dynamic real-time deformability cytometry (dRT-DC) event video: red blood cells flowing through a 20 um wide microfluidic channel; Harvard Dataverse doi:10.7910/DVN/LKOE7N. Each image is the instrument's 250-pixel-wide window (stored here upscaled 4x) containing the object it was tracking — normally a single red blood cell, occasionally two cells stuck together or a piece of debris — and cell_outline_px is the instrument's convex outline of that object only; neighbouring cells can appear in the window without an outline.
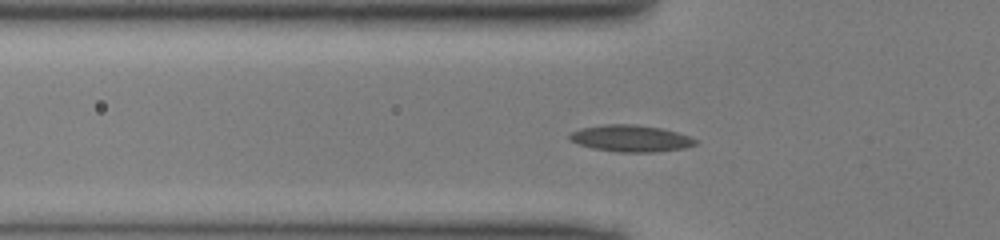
{"species": "common noctule bat (a hibernating species)", "species_latin": "Nyctalus noctula", "temperature_condition": "cold", "stored_images_in_passage": 47, "camera_frame_rate_fps": 3000, "um_per_image_px": 0.085, "animal": {"sex": "male", "body_mass_g": 13.0, "forearm_length_mm": 53.1}, "frame": {"image": 1, "passage_image": 13, "time_ms": 4.0, "image_size_px": [1000, 240], "cell_outline_px": [[700, 140], [696, 144], [684, 148], [656, 152], [616, 152], [592, 148], [580, 144], [572, 140], [568, 136], [572, 132], [580, 128], [604, 124], [636, 124], [664, 128]], "centroid_in_image_um": [53.65, 11.76], "position_along_channel_um": 72.2, "area_um2": 19.65}}
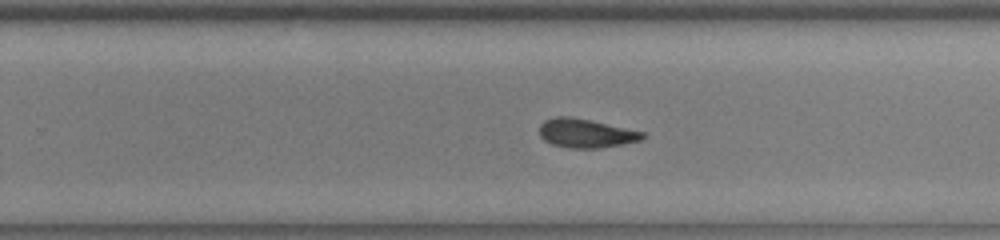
{"frame": {"image": 2, "passage_image": 28, "time_ms": 9.0, "image_size_px": [1000, 240], "cell_outline_px": [[648, 136], [640, 140], [624, 144], [596, 148], [568, 148], [552, 144], [544, 140], [540, 136], [540, 124], [544, 120], [556, 116], [568, 116], [588, 120], [644, 132]], "centroid_in_image_um": [49.79, 11.33], "position_along_channel_um": 280.0, "area_um2": 17.22}}
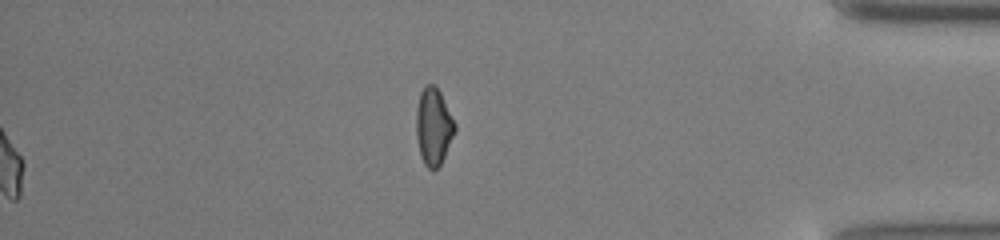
{"frame": {"image": 3, "passage_image": 47, "time_ms": 15.333, "image_size_px": [1000, 240], "cell_outline_px": [[456, 128], [444, 156], [440, 164], [432, 172], [424, 164], [420, 156], [416, 136], [416, 112], [420, 92], [424, 84], [436, 84], [456, 124]], "centroid_in_image_um": [36.83, 10.74], "position_along_channel_um": 398.4, "area_um2": 17.4}}